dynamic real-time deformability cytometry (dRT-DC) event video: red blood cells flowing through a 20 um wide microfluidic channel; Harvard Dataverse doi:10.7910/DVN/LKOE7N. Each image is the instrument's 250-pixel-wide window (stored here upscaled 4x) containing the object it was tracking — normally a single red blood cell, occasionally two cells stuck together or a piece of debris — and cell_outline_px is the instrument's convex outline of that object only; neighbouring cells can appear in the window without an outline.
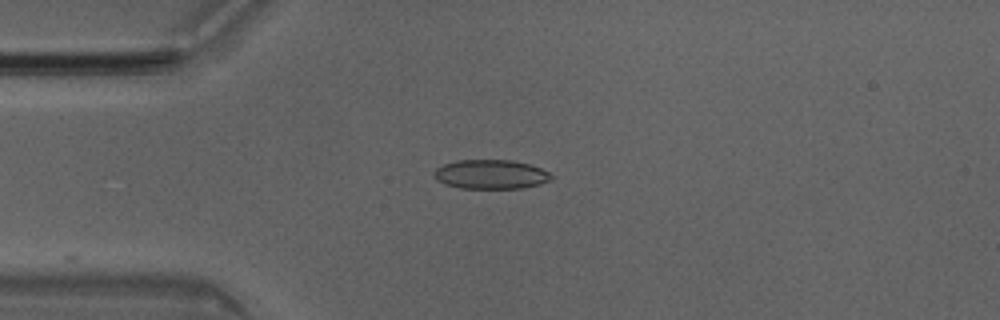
{"species": "Egyptian fruit bat (a non-hibernating species)", "species_latin": "Rousettus aegyptiacus", "temperature_condition": "room temperature", "stored_images_in_passage": 36, "camera_frame_rate_fps": 3000, "um_per_image_px": 0.085, "animal": {"sex": "male"}, "frame": {"image": 1, "passage_image": 1, "time_ms": 0.0, "image_size_px": [1000, 320], "cell_outline_px": [[552, 180], [540, 184], [524, 188], [460, 188], [444, 184], [436, 180], [432, 176], [432, 172], [436, 168], [444, 164], [456, 160], [512, 160], [528, 164], [540, 168], [548, 172], [552, 176]], "centroid_in_image_um": [41.68, 14.82], "position_along_channel_um": 43.3, "area_um2": 20.11}}
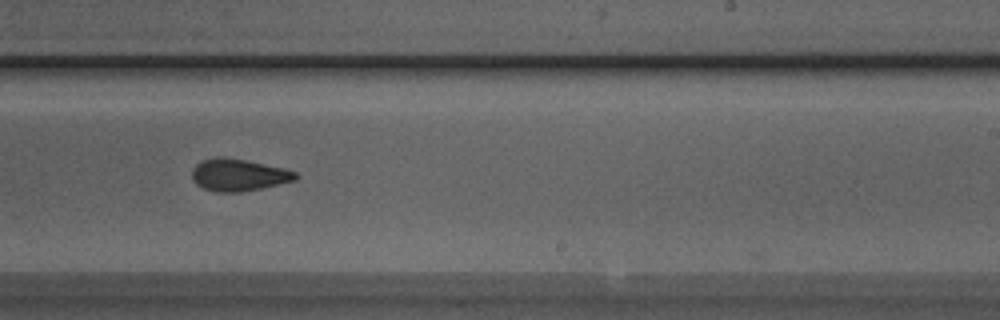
{"frame": {"image": 2, "passage_image": 19, "time_ms": 6.0, "image_size_px": [1000, 320], "cell_outline_px": [[300, 176], [296, 180], [260, 188], [240, 192], [216, 192], [204, 188], [196, 184], [192, 180], [192, 168], [200, 160], [216, 156], [224, 156], [284, 168], [296, 172]], "centroid_in_image_um": [20.24, 14.86], "position_along_channel_um": 268.8, "area_um2": 19.48}}
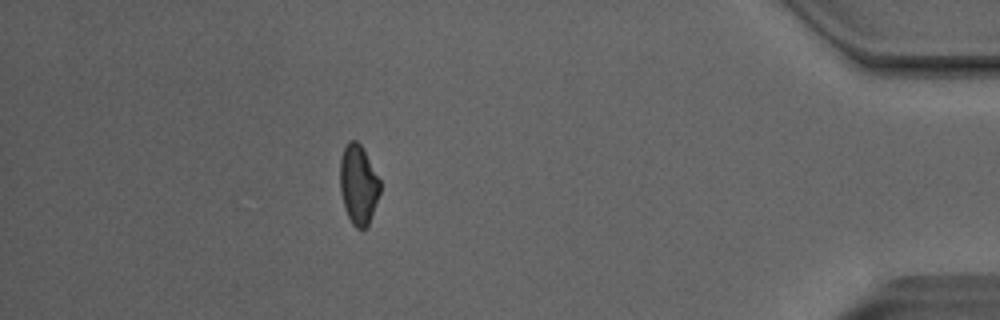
{"frame": {"image": 3, "passage_image": 33, "time_ms": 10.667, "image_size_px": [1000, 320], "cell_outline_px": [[380, 192], [368, 224], [364, 228], [356, 228], [352, 224], [344, 208], [340, 192], [340, 160], [344, 148], [348, 140], [356, 140], [360, 144], [380, 180]], "centroid_in_image_um": [30.44, 15.68], "position_along_channel_um": 404.8, "area_um2": 18.32}, "authors_computed_cell_mechanics": {"area_um2": 19.1318, "velocity_mm_per_s": 4.0397, "shape_relaxation_time_tau1_ms": null, "shape_relaxation_time_tau2_ms": 2.9389, "deformation_change_tau1": null, "deformation_change_tau2": 0.1003}}